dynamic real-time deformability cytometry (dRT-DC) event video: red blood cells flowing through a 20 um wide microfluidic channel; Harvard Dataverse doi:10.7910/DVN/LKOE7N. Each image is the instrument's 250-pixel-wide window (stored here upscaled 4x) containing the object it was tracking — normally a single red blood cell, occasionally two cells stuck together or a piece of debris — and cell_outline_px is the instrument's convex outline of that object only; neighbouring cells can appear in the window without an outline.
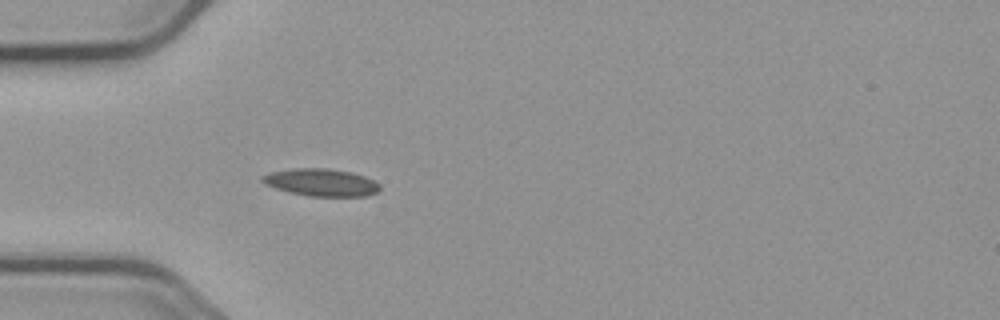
{"species": "common noctule bat (a hibernating species)", "species_latin": "Nyctalus noctula", "temperature_condition": "cold", "stored_images_in_passage": 3, "camera_frame_rate_fps": 3000, "um_per_image_px": 0.085, "animal": {"sex": "male", "body_mass_g": 23.1, "forearm_length_mm": 52.7}, "frame": {"image": 1, "passage_image": 3, "time_ms": 2.667, "image_size_px": [1000, 320], "cell_outline_px": [[380, 188], [376, 192], [364, 196], [308, 196], [288, 192], [264, 184], [260, 180], [260, 176], [272, 172], [296, 168], [328, 168], [352, 172], [364, 176], [380, 184]], "centroid_in_image_um": [27.27, 15.5], "position_along_channel_um": 57.7, "area_um2": 18.73}}